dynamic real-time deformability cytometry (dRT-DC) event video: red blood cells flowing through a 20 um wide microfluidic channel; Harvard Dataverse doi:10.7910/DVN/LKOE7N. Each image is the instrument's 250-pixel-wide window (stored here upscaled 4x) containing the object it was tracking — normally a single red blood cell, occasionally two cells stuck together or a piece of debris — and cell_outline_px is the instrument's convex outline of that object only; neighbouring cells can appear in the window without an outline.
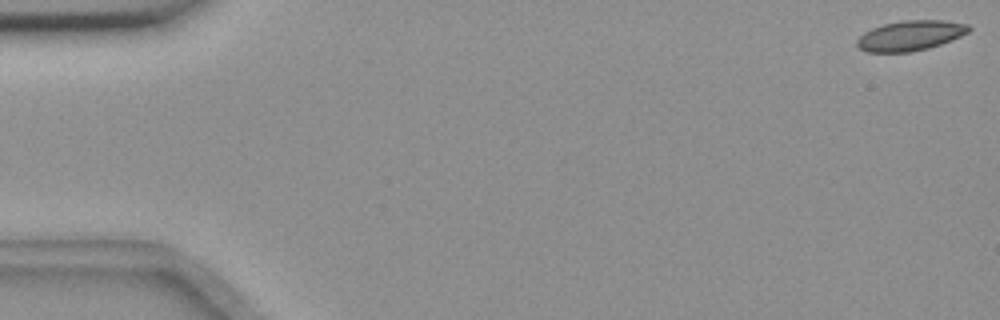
{"species": "common noctule bat (a hibernating species)", "species_latin": "Nyctalus noctula", "temperature_condition": "room temperature", "stored_images_in_passage": 49, "camera_frame_rate_fps": 3000, "um_per_image_px": 0.085, "animal": {"sex": "female", "body_mass_g": 18.4}, "frame": {"image": 1, "passage_image": 1, "time_ms": 0.0, "image_size_px": [1000, 320], "cell_outline_px": [[972, 28], [968, 32], [952, 40], [928, 48], [912, 52], [868, 52], [860, 48], [856, 44], [856, 40], [864, 32], [872, 28], [884, 24], [904, 20], [944, 20], [968, 24]], "centroid_in_image_um": [77.39, 3.02], "position_along_channel_um": 7.6, "area_um2": 19.59}}
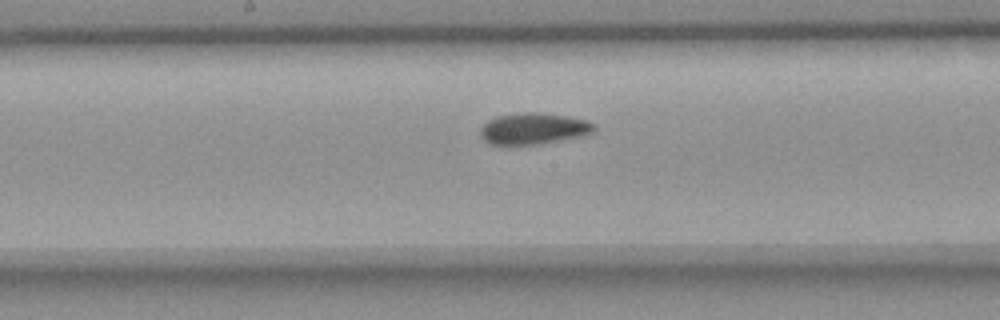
{"frame": {"image": 2, "passage_image": 29, "time_ms": 9.333, "image_size_px": [1000, 320], "cell_outline_px": [[596, 132], [584, 136], [540, 144], [508, 148], [504, 148], [488, 144], [480, 136], [480, 128], [488, 120], [496, 116], [524, 112], [532, 112], [564, 116], [584, 120], [596, 124]], "centroid_in_image_um": [45.29, 10.99], "position_along_channel_um": 202.9, "area_um2": 21.62}}
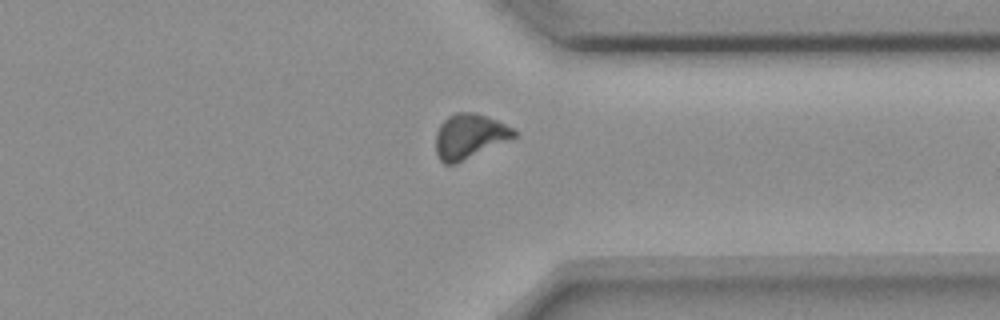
{"frame": {"image": 3, "passage_image": 43, "time_ms": 14.0, "image_size_px": [1000, 320], "cell_outline_px": [[516, 136], [456, 164], [444, 164], [440, 160], [436, 152], [436, 132], [440, 124], [448, 116], [456, 112], [476, 112], [488, 116], [512, 128], [516, 132]], "centroid_in_image_um": [39.86, 11.57], "position_along_channel_um": 371.5, "area_um2": 20.23}}